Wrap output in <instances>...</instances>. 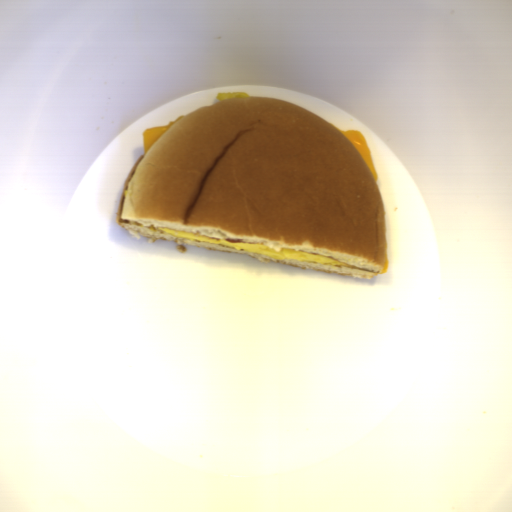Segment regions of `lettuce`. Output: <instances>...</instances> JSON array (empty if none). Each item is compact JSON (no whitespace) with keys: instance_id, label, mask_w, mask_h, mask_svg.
I'll return each instance as SVG.
<instances>
[{"instance_id":"1","label":"lettuce","mask_w":512,"mask_h":512,"mask_svg":"<svg viewBox=\"0 0 512 512\" xmlns=\"http://www.w3.org/2000/svg\"><path fill=\"white\" fill-rule=\"evenodd\" d=\"M219 101L224 100L226 98H235V97H249L246 92H221L216 95ZM250 98V97H249Z\"/></svg>"}]
</instances>
